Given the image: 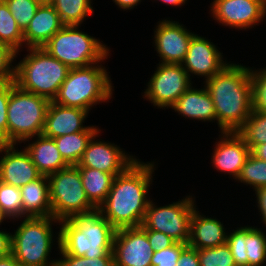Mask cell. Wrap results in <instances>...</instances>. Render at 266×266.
<instances>
[{
    "mask_svg": "<svg viewBox=\"0 0 266 266\" xmlns=\"http://www.w3.org/2000/svg\"><path fill=\"white\" fill-rule=\"evenodd\" d=\"M155 166L154 161L145 163L138 159L114 177L108 196L98 208L116 230L142 225L151 200L147 195Z\"/></svg>",
    "mask_w": 266,
    "mask_h": 266,
    "instance_id": "obj_1",
    "label": "cell"
},
{
    "mask_svg": "<svg viewBox=\"0 0 266 266\" xmlns=\"http://www.w3.org/2000/svg\"><path fill=\"white\" fill-rule=\"evenodd\" d=\"M213 100L221 132H237L253 110L250 67L229 63L204 81Z\"/></svg>",
    "mask_w": 266,
    "mask_h": 266,
    "instance_id": "obj_2",
    "label": "cell"
},
{
    "mask_svg": "<svg viewBox=\"0 0 266 266\" xmlns=\"http://www.w3.org/2000/svg\"><path fill=\"white\" fill-rule=\"evenodd\" d=\"M59 225L55 239L60 254L85 258L114 257L116 229L99 208L61 220Z\"/></svg>",
    "mask_w": 266,
    "mask_h": 266,
    "instance_id": "obj_3",
    "label": "cell"
},
{
    "mask_svg": "<svg viewBox=\"0 0 266 266\" xmlns=\"http://www.w3.org/2000/svg\"><path fill=\"white\" fill-rule=\"evenodd\" d=\"M109 55L100 63L71 68L52 102L88 112L96 104L109 102L114 87L107 69L101 64Z\"/></svg>",
    "mask_w": 266,
    "mask_h": 266,
    "instance_id": "obj_4",
    "label": "cell"
},
{
    "mask_svg": "<svg viewBox=\"0 0 266 266\" xmlns=\"http://www.w3.org/2000/svg\"><path fill=\"white\" fill-rule=\"evenodd\" d=\"M26 49L29 53L15 64V84L24 91L53 101L70 68L43 47Z\"/></svg>",
    "mask_w": 266,
    "mask_h": 266,
    "instance_id": "obj_5",
    "label": "cell"
},
{
    "mask_svg": "<svg viewBox=\"0 0 266 266\" xmlns=\"http://www.w3.org/2000/svg\"><path fill=\"white\" fill-rule=\"evenodd\" d=\"M21 222L11 234V254L23 266H56L58 258L49 257L56 236L52 225L60 221L49 216L25 217Z\"/></svg>",
    "mask_w": 266,
    "mask_h": 266,
    "instance_id": "obj_6",
    "label": "cell"
},
{
    "mask_svg": "<svg viewBox=\"0 0 266 266\" xmlns=\"http://www.w3.org/2000/svg\"><path fill=\"white\" fill-rule=\"evenodd\" d=\"M49 103L48 99L24 91L11 81L7 106V144L29 143V138L42 135Z\"/></svg>",
    "mask_w": 266,
    "mask_h": 266,
    "instance_id": "obj_7",
    "label": "cell"
},
{
    "mask_svg": "<svg viewBox=\"0 0 266 266\" xmlns=\"http://www.w3.org/2000/svg\"><path fill=\"white\" fill-rule=\"evenodd\" d=\"M80 25H64L43 48L71 68L100 63L110 52L99 39L80 31Z\"/></svg>",
    "mask_w": 266,
    "mask_h": 266,
    "instance_id": "obj_8",
    "label": "cell"
},
{
    "mask_svg": "<svg viewBox=\"0 0 266 266\" xmlns=\"http://www.w3.org/2000/svg\"><path fill=\"white\" fill-rule=\"evenodd\" d=\"M52 217L61 221L96 207L86 196L79 169L68 166L48 176Z\"/></svg>",
    "mask_w": 266,
    "mask_h": 266,
    "instance_id": "obj_9",
    "label": "cell"
},
{
    "mask_svg": "<svg viewBox=\"0 0 266 266\" xmlns=\"http://www.w3.org/2000/svg\"><path fill=\"white\" fill-rule=\"evenodd\" d=\"M195 202L192 195L160 207L150 200L140 227L143 230L162 232L175 242L187 244L190 238L191 218L196 207Z\"/></svg>",
    "mask_w": 266,
    "mask_h": 266,
    "instance_id": "obj_10",
    "label": "cell"
},
{
    "mask_svg": "<svg viewBox=\"0 0 266 266\" xmlns=\"http://www.w3.org/2000/svg\"><path fill=\"white\" fill-rule=\"evenodd\" d=\"M156 71L144 89L143 98L157 108H171L178 98L192 85L182 64H157Z\"/></svg>",
    "mask_w": 266,
    "mask_h": 266,
    "instance_id": "obj_11",
    "label": "cell"
},
{
    "mask_svg": "<svg viewBox=\"0 0 266 266\" xmlns=\"http://www.w3.org/2000/svg\"><path fill=\"white\" fill-rule=\"evenodd\" d=\"M210 8L216 22L240 30L254 28L266 16V0H213Z\"/></svg>",
    "mask_w": 266,
    "mask_h": 266,
    "instance_id": "obj_12",
    "label": "cell"
},
{
    "mask_svg": "<svg viewBox=\"0 0 266 266\" xmlns=\"http://www.w3.org/2000/svg\"><path fill=\"white\" fill-rule=\"evenodd\" d=\"M101 130L88 142L87 148L76 167L98 169L114 177L125 172L138 159L126 153L115 143L95 140Z\"/></svg>",
    "mask_w": 266,
    "mask_h": 266,
    "instance_id": "obj_13",
    "label": "cell"
},
{
    "mask_svg": "<svg viewBox=\"0 0 266 266\" xmlns=\"http://www.w3.org/2000/svg\"><path fill=\"white\" fill-rule=\"evenodd\" d=\"M113 254L114 266H152L153 249L141 227L116 230Z\"/></svg>",
    "mask_w": 266,
    "mask_h": 266,
    "instance_id": "obj_14",
    "label": "cell"
},
{
    "mask_svg": "<svg viewBox=\"0 0 266 266\" xmlns=\"http://www.w3.org/2000/svg\"><path fill=\"white\" fill-rule=\"evenodd\" d=\"M155 50L164 64H182L192 36L195 33L172 19H163L157 23L154 29Z\"/></svg>",
    "mask_w": 266,
    "mask_h": 266,
    "instance_id": "obj_15",
    "label": "cell"
},
{
    "mask_svg": "<svg viewBox=\"0 0 266 266\" xmlns=\"http://www.w3.org/2000/svg\"><path fill=\"white\" fill-rule=\"evenodd\" d=\"M214 43L198 34L191 38L186 57L182 63L183 68L188 73L204 77L207 80L215 74L221 72L230 62L224 61V55Z\"/></svg>",
    "mask_w": 266,
    "mask_h": 266,
    "instance_id": "obj_16",
    "label": "cell"
},
{
    "mask_svg": "<svg viewBox=\"0 0 266 266\" xmlns=\"http://www.w3.org/2000/svg\"><path fill=\"white\" fill-rule=\"evenodd\" d=\"M212 154V165L217 171L237 180L251 150L237 132H221Z\"/></svg>",
    "mask_w": 266,
    "mask_h": 266,
    "instance_id": "obj_17",
    "label": "cell"
},
{
    "mask_svg": "<svg viewBox=\"0 0 266 266\" xmlns=\"http://www.w3.org/2000/svg\"><path fill=\"white\" fill-rule=\"evenodd\" d=\"M15 146L17 145L3 144L0 148V181L21 188L41 174L25 148L18 150Z\"/></svg>",
    "mask_w": 266,
    "mask_h": 266,
    "instance_id": "obj_18",
    "label": "cell"
},
{
    "mask_svg": "<svg viewBox=\"0 0 266 266\" xmlns=\"http://www.w3.org/2000/svg\"><path fill=\"white\" fill-rule=\"evenodd\" d=\"M88 114L89 112L84 109L63 106L50 101L42 135L54 139L88 130L91 125L83 126Z\"/></svg>",
    "mask_w": 266,
    "mask_h": 266,
    "instance_id": "obj_19",
    "label": "cell"
},
{
    "mask_svg": "<svg viewBox=\"0 0 266 266\" xmlns=\"http://www.w3.org/2000/svg\"><path fill=\"white\" fill-rule=\"evenodd\" d=\"M64 24L51 3L40 4L23 32L25 48H42Z\"/></svg>",
    "mask_w": 266,
    "mask_h": 266,
    "instance_id": "obj_20",
    "label": "cell"
},
{
    "mask_svg": "<svg viewBox=\"0 0 266 266\" xmlns=\"http://www.w3.org/2000/svg\"><path fill=\"white\" fill-rule=\"evenodd\" d=\"M195 207L190 223L188 245L195 249L214 248L226 244L228 233L217 218L206 217Z\"/></svg>",
    "mask_w": 266,
    "mask_h": 266,
    "instance_id": "obj_21",
    "label": "cell"
},
{
    "mask_svg": "<svg viewBox=\"0 0 266 266\" xmlns=\"http://www.w3.org/2000/svg\"><path fill=\"white\" fill-rule=\"evenodd\" d=\"M178 115L185 119L203 122L216 121V111L213 100L206 86L195 89L191 85L171 107Z\"/></svg>",
    "mask_w": 266,
    "mask_h": 266,
    "instance_id": "obj_22",
    "label": "cell"
},
{
    "mask_svg": "<svg viewBox=\"0 0 266 266\" xmlns=\"http://www.w3.org/2000/svg\"><path fill=\"white\" fill-rule=\"evenodd\" d=\"M29 139H33L34 142H30L24 148L41 175L49 176L69 166L60 155L54 139L43 135Z\"/></svg>",
    "mask_w": 266,
    "mask_h": 266,
    "instance_id": "obj_23",
    "label": "cell"
},
{
    "mask_svg": "<svg viewBox=\"0 0 266 266\" xmlns=\"http://www.w3.org/2000/svg\"><path fill=\"white\" fill-rule=\"evenodd\" d=\"M23 218L52 216L48 176L41 175L20 188Z\"/></svg>",
    "mask_w": 266,
    "mask_h": 266,
    "instance_id": "obj_24",
    "label": "cell"
},
{
    "mask_svg": "<svg viewBox=\"0 0 266 266\" xmlns=\"http://www.w3.org/2000/svg\"><path fill=\"white\" fill-rule=\"evenodd\" d=\"M99 131L98 126L93 125L88 130L56 137L54 141L64 161L69 166L77 165L87 148L88 142Z\"/></svg>",
    "mask_w": 266,
    "mask_h": 266,
    "instance_id": "obj_25",
    "label": "cell"
},
{
    "mask_svg": "<svg viewBox=\"0 0 266 266\" xmlns=\"http://www.w3.org/2000/svg\"><path fill=\"white\" fill-rule=\"evenodd\" d=\"M82 185L89 201L98 208L108 196L114 176L110 173L87 167H77Z\"/></svg>",
    "mask_w": 266,
    "mask_h": 266,
    "instance_id": "obj_26",
    "label": "cell"
},
{
    "mask_svg": "<svg viewBox=\"0 0 266 266\" xmlns=\"http://www.w3.org/2000/svg\"><path fill=\"white\" fill-rule=\"evenodd\" d=\"M64 25H80L93 13L91 0H53L51 2Z\"/></svg>",
    "mask_w": 266,
    "mask_h": 266,
    "instance_id": "obj_27",
    "label": "cell"
},
{
    "mask_svg": "<svg viewBox=\"0 0 266 266\" xmlns=\"http://www.w3.org/2000/svg\"><path fill=\"white\" fill-rule=\"evenodd\" d=\"M0 43L9 46L16 55H19L24 47L23 32L4 0H0Z\"/></svg>",
    "mask_w": 266,
    "mask_h": 266,
    "instance_id": "obj_28",
    "label": "cell"
},
{
    "mask_svg": "<svg viewBox=\"0 0 266 266\" xmlns=\"http://www.w3.org/2000/svg\"><path fill=\"white\" fill-rule=\"evenodd\" d=\"M237 133L252 151L257 145L266 143V113L252 110L250 116Z\"/></svg>",
    "mask_w": 266,
    "mask_h": 266,
    "instance_id": "obj_29",
    "label": "cell"
},
{
    "mask_svg": "<svg viewBox=\"0 0 266 266\" xmlns=\"http://www.w3.org/2000/svg\"><path fill=\"white\" fill-rule=\"evenodd\" d=\"M246 254L248 266L266 264V234L258 227L245 226Z\"/></svg>",
    "mask_w": 266,
    "mask_h": 266,
    "instance_id": "obj_30",
    "label": "cell"
},
{
    "mask_svg": "<svg viewBox=\"0 0 266 266\" xmlns=\"http://www.w3.org/2000/svg\"><path fill=\"white\" fill-rule=\"evenodd\" d=\"M236 181L249 185L254 191L266 186V161L250 153Z\"/></svg>",
    "mask_w": 266,
    "mask_h": 266,
    "instance_id": "obj_31",
    "label": "cell"
},
{
    "mask_svg": "<svg viewBox=\"0 0 266 266\" xmlns=\"http://www.w3.org/2000/svg\"><path fill=\"white\" fill-rule=\"evenodd\" d=\"M0 207L10 220L14 219V221H17L23 219L20 188L0 181Z\"/></svg>",
    "mask_w": 266,
    "mask_h": 266,
    "instance_id": "obj_32",
    "label": "cell"
},
{
    "mask_svg": "<svg viewBox=\"0 0 266 266\" xmlns=\"http://www.w3.org/2000/svg\"><path fill=\"white\" fill-rule=\"evenodd\" d=\"M17 22L18 27L24 32L34 17L40 2L36 0H4Z\"/></svg>",
    "mask_w": 266,
    "mask_h": 266,
    "instance_id": "obj_33",
    "label": "cell"
},
{
    "mask_svg": "<svg viewBox=\"0 0 266 266\" xmlns=\"http://www.w3.org/2000/svg\"><path fill=\"white\" fill-rule=\"evenodd\" d=\"M200 266H236L226 244L214 248L197 249Z\"/></svg>",
    "mask_w": 266,
    "mask_h": 266,
    "instance_id": "obj_34",
    "label": "cell"
},
{
    "mask_svg": "<svg viewBox=\"0 0 266 266\" xmlns=\"http://www.w3.org/2000/svg\"><path fill=\"white\" fill-rule=\"evenodd\" d=\"M252 82L253 110L266 113V67L250 68Z\"/></svg>",
    "mask_w": 266,
    "mask_h": 266,
    "instance_id": "obj_35",
    "label": "cell"
},
{
    "mask_svg": "<svg viewBox=\"0 0 266 266\" xmlns=\"http://www.w3.org/2000/svg\"><path fill=\"white\" fill-rule=\"evenodd\" d=\"M228 233L227 245L231 250L236 266H248V257L245 247V226L237 227Z\"/></svg>",
    "mask_w": 266,
    "mask_h": 266,
    "instance_id": "obj_36",
    "label": "cell"
},
{
    "mask_svg": "<svg viewBox=\"0 0 266 266\" xmlns=\"http://www.w3.org/2000/svg\"><path fill=\"white\" fill-rule=\"evenodd\" d=\"M188 244L175 242L172 246L162 249L154 250L151 258L152 266H176L178 263L181 251Z\"/></svg>",
    "mask_w": 266,
    "mask_h": 266,
    "instance_id": "obj_37",
    "label": "cell"
},
{
    "mask_svg": "<svg viewBox=\"0 0 266 266\" xmlns=\"http://www.w3.org/2000/svg\"><path fill=\"white\" fill-rule=\"evenodd\" d=\"M16 52L9 46L0 43V84L14 81Z\"/></svg>",
    "mask_w": 266,
    "mask_h": 266,
    "instance_id": "obj_38",
    "label": "cell"
},
{
    "mask_svg": "<svg viewBox=\"0 0 266 266\" xmlns=\"http://www.w3.org/2000/svg\"><path fill=\"white\" fill-rule=\"evenodd\" d=\"M58 266H114V257L85 258L69 254H61ZM63 258V259H62Z\"/></svg>",
    "mask_w": 266,
    "mask_h": 266,
    "instance_id": "obj_39",
    "label": "cell"
},
{
    "mask_svg": "<svg viewBox=\"0 0 266 266\" xmlns=\"http://www.w3.org/2000/svg\"><path fill=\"white\" fill-rule=\"evenodd\" d=\"M10 97V82L0 84V142L7 144V106Z\"/></svg>",
    "mask_w": 266,
    "mask_h": 266,
    "instance_id": "obj_40",
    "label": "cell"
},
{
    "mask_svg": "<svg viewBox=\"0 0 266 266\" xmlns=\"http://www.w3.org/2000/svg\"><path fill=\"white\" fill-rule=\"evenodd\" d=\"M147 233L148 241L154 250H162L172 246L175 241L168 235L155 230H144Z\"/></svg>",
    "mask_w": 266,
    "mask_h": 266,
    "instance_id": "obj_41",
    "label": "cell"
},
{
    "mask_svg": "<svg viewBox=\"0 0 266 266\" xmlns=\"http://www.w3.org/2000/svg\"><path fill=\"white\" fill-rule=\"evenodd\" d=\"M176 266H200L197 249L187 245L181 251Z\"/></svg>",
    "mask_w": 266,
    "mask_h": 266,
    "instance_id": "obj_42",
    "label": "cell"
},
{
    "mask_svg": "<svg viewBox=\"0 0 266 266\" xmlns=\"http://www.w3.org/2000/svg\"><path fill=\"white\" fill-rule=\"evenodd\" d=\"M254 194L262 223L266 226V186L256 189Z\"/></svg>",
    "mask_w": 266,
    "mask_h": 266,
    "instance_id": "obj_43",
    "label": "cell"
},
{
    "mask_svg": "<svg viewBox=\"0 0 266 266\" xmlns=\"http://www.w3.org/2000/svg\"><path fill=\"white\" fill-rule=\"evenodd\" d=\"M11 254V233L0 230V258Z\"/></svg>",
    "mask_w": 266,
    "mask_h": 266,
    "instance_id": "obj_44",
    "label": "cell"
},
{
    "mask_svg": "<svg viewBox=\"0 0 266 266\" xmlns=\"http://www.w3.org/2000/svg\"><path fill=\"white\" fill-rule=\"evenodd\" d=\"M118 8L122 10L133 9L137 4H141V0H112Z\"/></svg>",
    "mask_w": 266,
    "mask_h": 266,
    "instance_id": "obj_45",
    "label": "cell"
},
{
    "mask_svg": "<svg viewBox=\"0 0 266 266\" xmlns=\"http://www.w3.org/2000/svg\"><path fill=\"white\" fill-rule=\"evenodd\" d=\"M0 266H23L12 254L0 258Z\"/></svg>",
    "mask_w": 266,
    "mask_h": 266,
    "instance_id": "obj_46",
    "label": "cell"
},
{
    "mask_svg": "<svg viewBox=\"0 0 266 266\" xmlns=\"http://www.w3.org/2000/svg\"><path fill=\"white\" fill-rule=\"evenodd\" d=\"M251 153L261 159V160H264L266 161V143L265 144H260V145H257L252 151Z\"/></svg>",
    "mask_w": 266,
    "mask_h": 266,
    "instance_id": "obj_47",
    "label": "cell"
},
{
    "mask_svg": "<svg viewBox=\"0 0 266 266\" xmlns=\"http://www.w3.org/2000/svg\"><path fill=\"white\" fill-rule=\"evenodd\" d=\"M156 1H161V3H165L166 5H172V6H183L187 0H156Z\"/></svg>",
    "mask_w": 266,
    "mask_h": 266,
    "instance_id": "obj_48",
    "label": "cell"
},
{
    "mask_svg": "<svg viewBox=\"0 0 266 266\" xmlns=\"http://www.w3.org/2000/svg\"><path fill=\"white\" fill-rule=\"evenodd\" d=\"M7 219L10 220L9 217L4 213V211L0 207V225L2 224L3 221Z\"/></svg>",
    "mask_w": 266,
    "mask_h": 266,
    "instance_id": "obj_49",
    "label": "cell"
},
{
    "mask_svg": "<svg viewBox=\"0 0 266 266\" xmlns=\"http://www.w3.org/2000/svg\"><path fill=\"white\" fill-rule=\"evenodd\" d=\"M38 2H40L41 4L43 3H51L53 0H36Z\"/></svg>",
    "mask_w": 266,
    "mask_h": 266,
    "instance_id": "obj_50",
    "label": "cell"
}]
</instances>
